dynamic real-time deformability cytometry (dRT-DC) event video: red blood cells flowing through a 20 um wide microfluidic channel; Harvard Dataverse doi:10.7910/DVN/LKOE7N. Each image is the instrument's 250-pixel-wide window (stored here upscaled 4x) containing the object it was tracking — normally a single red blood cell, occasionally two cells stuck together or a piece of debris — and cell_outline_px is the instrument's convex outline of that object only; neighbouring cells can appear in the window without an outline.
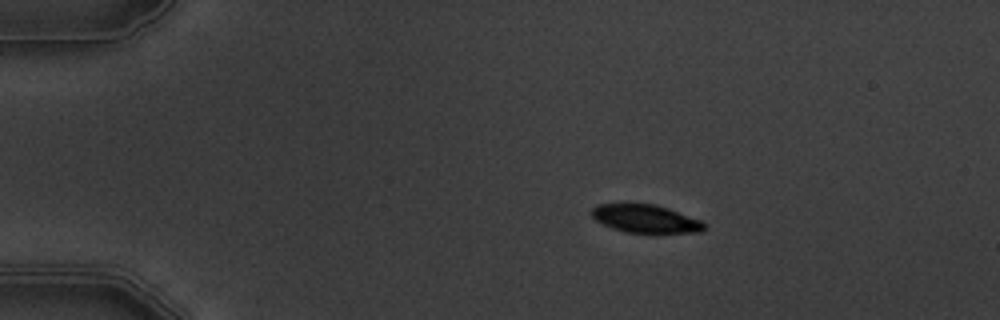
{"species": "common noctule bat (a hibernating species)", "species_latin": "Nyctalus noctula", "temperature_condition": "warm", "stored_images_in_passage": 4, "camera_frame_rate_fps": 3000, "um_per_image_px": 0.085, "animal": {"sex": "male", "body_mass_g": 19.5, "forearm_length_mm": 54.6}, "frame": {"image": 1, "passage_image": 2, "time_ms": 2.333, "image_size_px": [1000, 320], "cell_outline_px": [[704, 232], [628, 232], [612, 228], [596, 220], [588, 212], [596, 204], [656, 204], [668, 208], [700, 220], [704, 224]], "centroid_in_image_um": [54.83, 18.57], "position_along_channel_um": 30.2, "area_um2": 18.15}}